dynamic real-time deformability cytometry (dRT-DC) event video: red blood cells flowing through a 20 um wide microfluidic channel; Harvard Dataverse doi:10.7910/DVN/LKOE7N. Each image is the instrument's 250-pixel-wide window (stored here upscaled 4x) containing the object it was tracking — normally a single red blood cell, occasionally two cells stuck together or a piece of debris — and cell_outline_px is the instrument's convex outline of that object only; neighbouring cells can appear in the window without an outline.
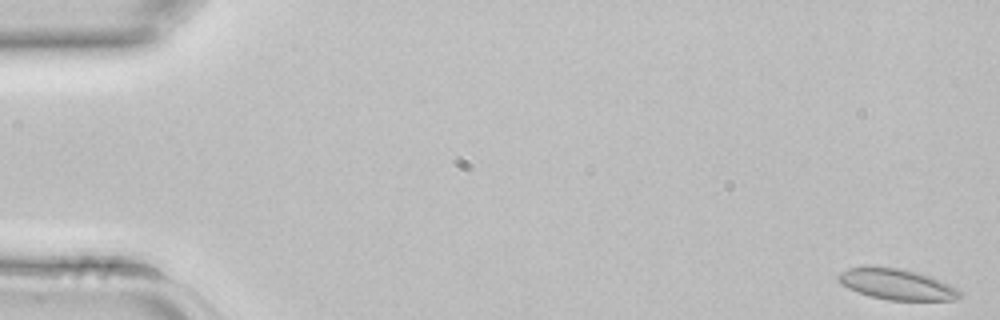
{"species": "common noctule bat (a hibernating species)", "species_latin": "Nyctalus noctula", "temperature_condition": "room temperature", "stored_images_in_passage": 43, "camera_frame_rate_fps": 3000, "um_per_image_px": 0.085, "animal": {"sex": "female", "body_mass_g": 22.7, "forearm_length_mm": 54.2}, "frame": {"image": 1, "passage_image": 1, "time_ms": 0.0, "image_size_px": [1000, 320], "cell_outline_px": [[960, 296], [952, 300], [888, 300], [868, 296], [856, 292], [840, 284], [836, 280], [836, 276], [840, 272], [848, 268], [900, 268], [932, 276], [956, 288], [960, 292]], "centroid_in_image_um": [76.18, 24.18], "position_along_channel_um": 8.8, "area_um2": 21.56}}
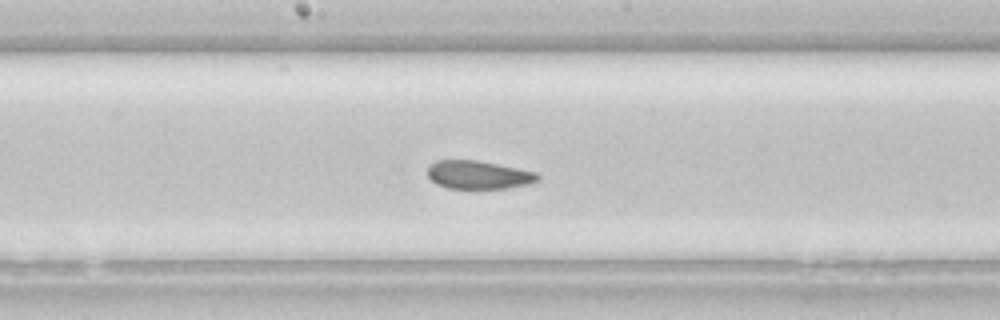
{"frame": {"image": 2, "passage_image": 23, "time_ms": 7.333, "image_size_px": [1000, 320], "cell_outline_px": [[540, 180], [532, 184], [508, 188], [448, 188], [436, 184], [428, 176], [428, 164], [436, 160], [476, 160], [536, 172], [540, 176]], "centroid_in_image_um": [40.68, 14.86], "position_along_channel_um": 207.5, "area_um2": 18.21}}
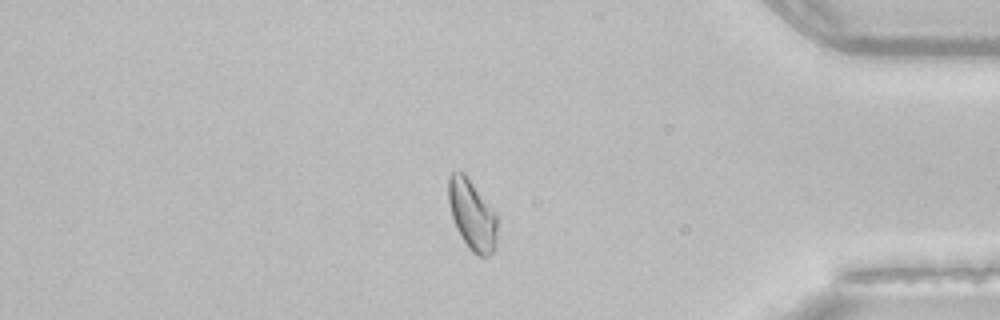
{"frame": {"image": 3, "passage_image": 37, "time_ms": 12.0, "image_size_px": [1000, 320], "cell_outline_px": [[496, 248], [488, 256], [480, 256], [472, 252], [468, 248], [456, 228], [452, 216], [448, 200], [448, 176], [452, 172], [464, 172], [468, 176], [496, 212]], "centroid_in_image_um": [40.12, 18.24], "position_along_channel_um": 395.1, "area_um2": 20.11}}